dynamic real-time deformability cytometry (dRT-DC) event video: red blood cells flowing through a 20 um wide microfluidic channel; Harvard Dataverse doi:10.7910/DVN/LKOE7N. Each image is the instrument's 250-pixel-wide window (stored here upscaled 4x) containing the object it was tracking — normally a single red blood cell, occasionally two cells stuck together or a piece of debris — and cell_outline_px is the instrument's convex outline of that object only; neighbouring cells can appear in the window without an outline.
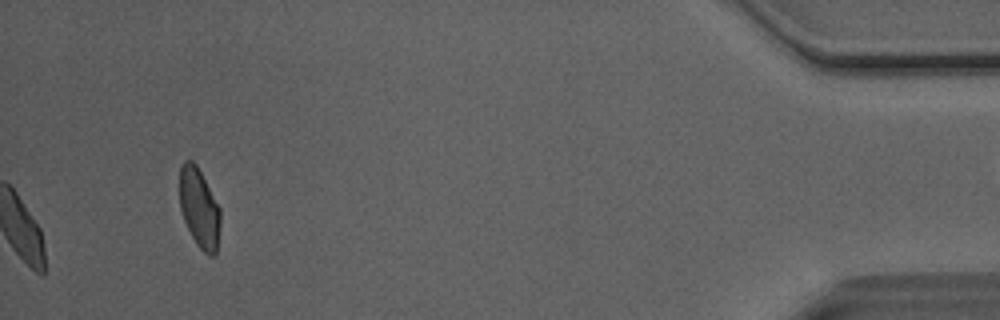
{"species": "Egyptian fruit bat (a non-hibernating species)", "species_latin": "Rousettus aegyptiacus", "temperature_condition": "room temperature", "stored_images_in_passage": 36, "camera_frame_rate_fps": 3000, "um_per_image_px": 0.085, "animal": {"sex": "male"}, "frame": {"image": 1, "passage_image": 36, "time_ms": 11.667, "image_size_px": [1000, 320], "cell_outline_px": [[220, 224], [216, 256], [208, 256], [196, 244], [184, 220], [180, 208], [180, 164], [184, 160], [192, 160], [196, 164], [220, 208]], "centroid_in_image_um": [16.94, 17.7], "position_along_channel_um": 418.3, "area_um2": 18.84}, "authors_computed_cell_mechanics": {"area_um2": 19.5075, "velocity_mm_per_s": 4.0608, "shape_relaxation_time_tau1_ms": 6.3833, "shape_relaxation_time_tau2_ms": 0.9494, "deformation_change_tau1": 0.1399, "deformation_change_tau2": 0.0567}}